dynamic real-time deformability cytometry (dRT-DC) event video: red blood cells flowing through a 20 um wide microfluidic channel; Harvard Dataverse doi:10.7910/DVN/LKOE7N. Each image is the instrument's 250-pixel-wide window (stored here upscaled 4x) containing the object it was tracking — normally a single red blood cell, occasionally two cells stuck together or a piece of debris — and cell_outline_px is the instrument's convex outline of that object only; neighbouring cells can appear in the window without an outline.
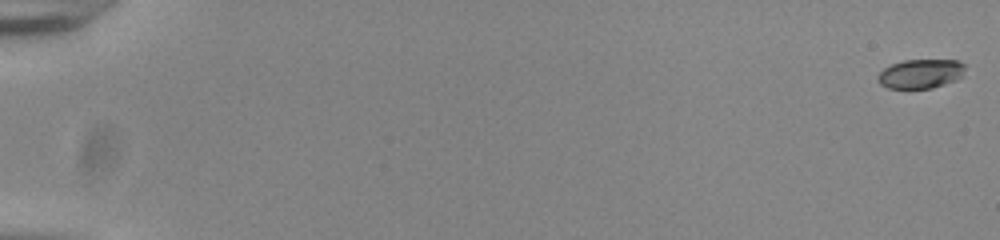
{"species": "common noctule bat (a hibernating species)", "species_latin": "Nyctalus noctula", "temperature_condition": "room temperature", "stored_images_in_passage": 55, "camera_frame_rate_fps": 3000, "um_per_image_px": 0.085, "animal": {"sex": "male", "body_mass_g": 20.0, "forearm_length_mm": 53.3}, "frame": {"image": 1, "passage_image": 1, "time_ms": 0.0, "image_size_px": [1000, 240], "cell_outline_px": [[964, 68], [960, 76], [956, 80], [932, 88], [888, 88], [880, 84], [876, 76], [884, 68], [892, 64], [904, 60], [956, 60], [964, 64]], "centroid_in_image_um": [78.22, 6.27], "position_along_channel_um": 6.8, "area_um2": 14.68}}
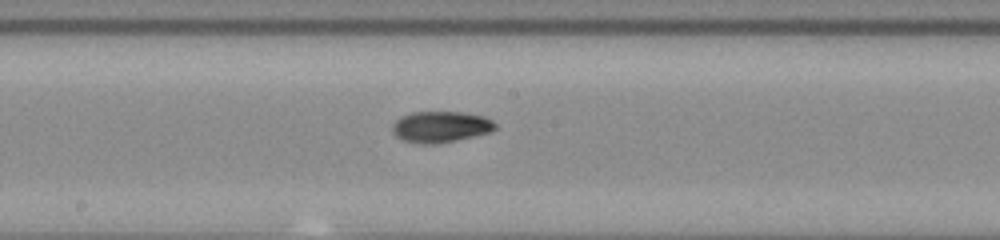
{"frame": {"image": 2, "passage_image": 32, "time_ms": 10.333, "image_size_px": [1000, 240], "cell_outline_px": [[496, 128], [492, 132], [456, 140], [436, 144], [420, 144], [404, 140], [396, 136], [392, 132], [392, 124], [400, 116], [412, 112], [460, 112], [484, 116], [492, 120], [496, 124]], "centroid_in_image_um": [37.45, 10.78], "position_along_channel_um": 210.8, "area_um2": 18.79}}
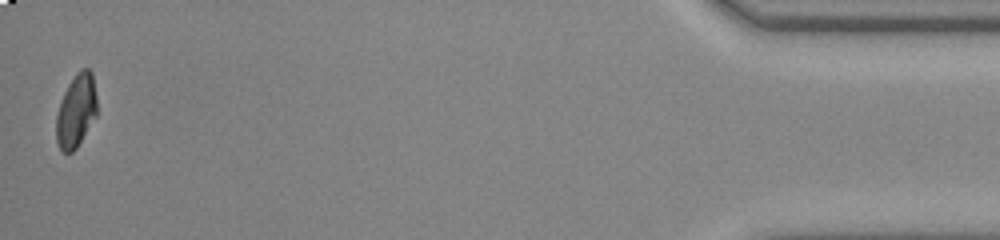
{"frame": {"image": 3, "passage_image": 55, "time_ms": 18.0, "image_size_px": [1000, 240], "cell_outline_px": [[96, 116], [76, 148], [72, 152], [64, 152], [60, 148], [56, 140], [56, 116], [64, 92], [68, 84], [76, 72], [80, 68], [88, 68], [92, 72], [96, 96]], "centroid_in_image_um": [6.47, 9.39], "position_along_channel_um": 428.7, "area_um2": 17.22}, "authors_computed_cell_mechanics": {"area_um2": 17.7446, "velocity_mm_per_s": 3.8932, "shape_relaxation_time_tau1_ms": 3.6459, "shape_relaxation_time_tau2_ms": 5.1193, "deformation_change_tau1": 0.1749, "deformation_change_tau2": 0.0672}}